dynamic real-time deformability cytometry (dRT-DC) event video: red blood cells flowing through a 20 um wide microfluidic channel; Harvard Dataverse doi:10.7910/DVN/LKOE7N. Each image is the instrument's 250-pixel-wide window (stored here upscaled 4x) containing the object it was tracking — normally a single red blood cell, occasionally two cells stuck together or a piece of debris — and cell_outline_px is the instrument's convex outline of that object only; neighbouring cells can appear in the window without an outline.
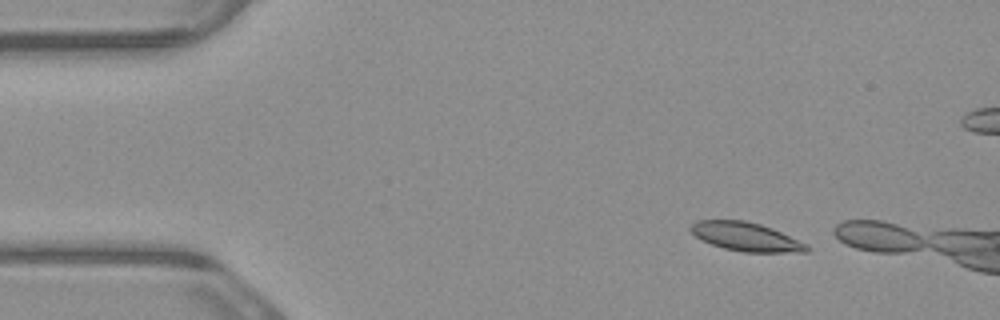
{"species": "common noctule bat (a hibernating species)", "species_latin": "Nyctalus noctula", "temperature_condition": "warm", "stored_images_in_passage": 5, "camera_frame_rate_fps": 3000, "um_per_image_px": 0.085, "animal": {"sex": "male", "body_mass_g": 23.1, "forearm_length_mm": 52.7}, "frame": {"image": 1, "passage_image": 2, "time_ms": 0.333, "image_size_px": [1000, 320], "cell_outline_px": [[812, 248], [808, 252], [744, 252], [724, 248], [712, 244], [696, 236], [688, 228], [688, 224], [696, 220], [744, 220], [760, 224], [772, 228], [808, 244]], "centroid_in_image_um": [63.42, 20.11], "position_along_channel_um": 21.6, "area_um2": 19.48}}